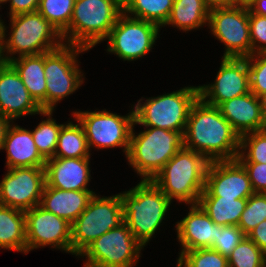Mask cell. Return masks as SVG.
Masks as SVG:
<instances>
[{"label":"cell","mask_w":266,"mask_h":267,"mask_svg":"<svg viewBox=\"0 0 266 267\" xmlns=\"http://www.w3.org/2000/svg\"><path fill=\"white\" fill-rule=\"evenodd\" d=\"M184 147L204 155L209 161L234 160L240 150V135L218 107L198 98L190 109Z\"/></svg>","instance_id":"6da1fadb"},{"label":"cell","mask_w":266,"mask_h":267,"mask_svg":"<svg viewBox=\"0 0 266 267\" xmlns=\"http://www.w3.org/2000/svg\"><path fill=\"white\" fill-rule=\"evenodd\" d=\"M9 18L8 39L4 21L0 25V61L9 62L16 54L18 57L43 54L63 44L60 33L38 11Z\"/></svg>","instance_id":"7a4b0ae2"},{"label":"cell","mask_w":266,"mask_h":267,"mask_svg":"<svg viewBox=\"0 0 266 267\" xmlns=\"http://www.w3.org/2000/svg\"><path fill=\"white\" fill-rule=\"evenodd\" d=\"M210 161L202 154L183 148L179 150L152 179L171 200L198 204L205 188L206 172Z\"/></svg>","instance_id":"3957f363"},{"label":"cell","mask_w":266,"mask_h":267,"mask_svg":"<svg viewBox=\"0 0 266 267\" xmlns=\"http://www.w3.org/2000/svg\"><path fill=\"white\" fill-rule=\"evenodd\" d=\"M120 196L124 222L134 238L145 247L165 220L172 201L152 180H141Z\"/></svg>","instance_id":"277c9868"},{"label":"cell","mask_w":266,"mask_h":267,"mask_svg":"<svg viewBox=\"0 0 266 267\" xmlns=\"http://www.w3.org/2000/svg\"><path fill=\"white\" fill-rule=\"evenodd\" d=\"M122 12L119 0H75L68 30L62 35L63 43L92 49L105 41Z\"/></svg>","instance_id":"5b68a950"},{"label":"cell","mask_w":266,"mask_h":267,"mask_svg":"<svg viewBox=\"0 0 266 267\" xmlns=\"http://www.w3.org/2000/svg\"><path fill=\"white\" fill-rule=\"evenodd\" d=\"M134 127L126 159L142 180H152L184 148V132L145 127L136 135Z\"/></svg>","instance_id":"8992f818"},{"label":"cell","mask_w":266,"mask_h":267,"mask_svg":"<svg viewBox=\"0 0 266 267\" xmlns=\"http://www.w3.org/2000/svg\"><path fill=\"white\" fill-rule=\"evenodd\" d=\"M198 98V86H187L171 93L149 97L144 103L143 98L139 99L133 106L134 125L185 132L190 109Z\"/></svg>","instance_id":"52a82bcc"},{"label":"cell","mask_w":266,"mask_h":267,"mask_svg":"<svg viewBox=\"0 0 266 267\" xmlns=\"http://www.w3.org/2000/svg\"><path fill=\"white\" fill-rule=\"evenodd\" d=\"M123 222L120 193L110 197L95 194L86 209L71 224V254L78 256L90 243Z\"/></svg>","instance_id":"ba28073f"},{"label":"cell","mask_w":266,"mask_h":267,"mask_svg":"<svg viewBox=\"0 0 266 267\" xmlns=\"http://www.w3.org/2000/svg\"><path fill=\"white\" fill-rule=\"evenodd\" d=\"M85 51L88 50L63 43L59 48L44 53L46 111H54L59 101L73 94L84 83L77 56Z\"/></svg>","instance_id":"9c48e42d"},{"label":"cell","mask_w":266,"mask_h":267,"mask_svg":"<svg viewBox=\"0 0 266 267\" xmlns=\"http://www.w3.org/2000/svg\"><path fill=\"white\" fill-rule=\"evenodd\" d=\"M143 248L123 222L90 243L78 257L85 256L83 265L89 267H134Z\"/></svg>","instance_id":"30bf717a"},{"label":"cell","mask_w":266,"mask_h":267,"mask_svg":"<svg viewBox=\"0 0 266 267\" xmlns=\"http://www.w3.org/2000/svg\"><path fill=\"white\" fill-rule=\"evenodd\" d=\"M83 126L89 149L117 148L123 149L127 156L131 131L134 125L133 109L122 116L110 111H75L72 112Z\"/></svg>","instance_id":"8fae6325"},{"label":"cell","mask_w":266,"mask_h":267,"mask_svg":"<svg viewBox=\"0 0 266 267\" xmlns=\"http://www.w3.org/2000/svg\"><path fill=\"white\" fill-rule=\"evenodd\" d=\"M160 26L128 16L122 12L112 27L107 52L116 54L124 61H135L148 54L159 36Z\"/></svg>","instance_id":"7c38bea8"},{"label":"cell","mask_w":266,"mask_h":267,"mask_svg":"<svg viewBox=\"0 0 266 267\" xmlns=\"http://www.w3.org/2000/svg\"><path fill=\"white\" fill-rule=\"evenodd\" d=\"M208 27L225 45L222 58H247L252 55L249 33V8L228 6L211 9Z\"/></svg>","instance_id":"4fadbf2b"},{"label":"cell","mask_w":266,"mask_h":267,"mask_svg":"<svg viewBox=\"0 0 266 267\" xmlns=\"http://www.w3.org/2000/svg\"><path fill=\"white\" fill-rule=\"evenodd\" d=\"M44 167H15L0 182V205L22 211L40 205L45 187Z\"/></svg>","instance_id":"5bb4252c"},{"label":"cell","mask_w":266,"mask_h":267,"mask_svg":"<svg viewBox=\"0 0 266 267\" xmlns=\"http://www.w3.org/2000/svg\"><path fill=\"white\" fill-rule=\"evenodd\" d=\"M25 213L26 253L51 246L71 253V224L37 205Z\"/></svg>","instance_id":"9a60e30c"},{"label":"cell","mask_w":266,"mask_h":267,"mask_svg":"<svg viewBox=\"0 0 266 267\" xmlns=\"http://www.w3.org/2000/svg\"><path fill=\"white\" fill-rule=\"evenodd\" d=\"M198 88L199 98L215 107L224 101L251 92L247 59L222 58L214 83L199 85Z\"/></svg>","instance_id":"2e32d148"},{"label":"cell","mask_w":266,"mask_h":267,"mask_svg":"<svg viewBox=\"0 0 266 267\" xmlns=\"http://www.w3.org/2000/svg\"><path fill=\"white\" fill-rule=\"evenodd\" d=\"M253 193L248 174L237 159L210 161L200 197L242 199Z\"/></svg>","instance_id":"e0dca14e"},{"label":"cell","mask_w":266,"mask_h":267,"mask_svg":"<svg viewBox=\"0 0 266 267\" xmlns=\"http://www.w3.org/2000/svg\"><path fill=\"white\" fill-rule=\"evenodd\" d=\"M42 111L15 68L9 62L0 61V115L13 122L21 116H32Z\"/></svg>","instance_id":"ac0fdd59"},{"label":"cell","mask_w":266,"mask_h":267,"mask_svg":"<svg viewBox=\"0 0 266 267\" xmlns=\"http://www.w3.org/2000/svg\"><path fill=\"white\" fill-rule=\"evenodd\" d=\"M219 224H215L199 204H190L188 215L176 222L181 252L211 248Z\"/></svg>","instance_id":"d6986e66"},{"label":"cell","mask_w":266,"mask_h":267,"mask_svg":"<svg viewBox=\"0 0 266 267\" xmlns=\"http://www.w3.org/2000/svg\"><path fill=\"white\" fill-rule=\"evenodd\" d=\"M90 158H50L45 163V186L61 190H90Z\"/></svg>","instance_id":"ffe728a7"},{"label":"cell","mask_w":266,"mask_h":267,"mask_svg":"<svg viewBox=\"0 0 266 267\" xmlns=\"http://www.w3.org/2000/svg\"><path fill=\"white\" fill-rule=\"evenodd\" d=\"M218 108L240 136L266 129L259 99L252 92L224 101Z\"/></svg>","instance_id":"44dd1931"},{"label":"cell","mask_w":266,"mask_h":267,"mask_svg":"<svg viewBox=\"0 0 266 267\" xmlns=\"http://www.w3.org/2000/svg\"><path fill=\"white\" fill-rule=\"evenodd\" d=\"M9 126L2 150L6 151V168L45 167L46 160L38 152L32 132L13 124Z\"/></svg>","instance_id":"7402d4cb"},{"label":"cell","mask_w":266,"mask_h":267,"mask_svg":"<svg viewBox=\"0 0 266 267\" xmlns=\"http://www.w3.org/2000/svg\"><path fill=\"white\" fill-rule=\"evenodd\" d=\"M95 194L93 190H61L45 186L40 206L72 224L86 209Z\"/></svg>","instance_id":"603a6c76"},{"label":"cell","mask_w":266,"mask_h":267,"mask_svg":"<svg viewBox=\"0 0 266 267\" xmlns=\"http://www.w3.org/2000/svg\"><path fill=\"white\" fill-rule=\"evenodd\" d=\"M9 63L15 68L35 102L46 111V77L44 53L15 57Z\"/></svg>","instance_id":"cb8c5ba5"},{"label":"cell","mask_w":266,"mask_h":267,"mask_svg":"<svg viewBox=\"0 0 266 267\" xmlns=\"http://www.w3.org/2000/svg\"><path fill=\"white\" fill-rule=\"evenodd\" d=\"M26 254L25 213L0 205V249Z\"/></svg>","instance_id":"d4e9b609"},{"label":"cell","mask_w":266,"mask_h":267,"mask_svg":"<svg viewBox=\"0 0 266 267\" xmlns=\"http://www.w3.org/2000/svg\"><path fill=\"white\" fill-rule=\"evenodd\" d=\"M210 9L204 0H174L170 15L163 25H172L183 31L199 29L208 24Z\"/></svg>","instance_id":"484cf974"},{"label":"cell","mask_w":266,"mask_h":267,"mask_svg":"<svg viewBox=\"0 0 266 267\" xmlns=\"http://www.w3.org/2000/svg\"><path fill=\"white\" fill-rule=\"evenodd\" d=\"M247 198L200 197L198 204L215 223L222 226H238Z\"/></svg>","instance_id":"4316f807"},{"label":"cell","mask_w":266,"mask_h":267,"mask_svg":"<svg viewBox=\"0 0 266 267\" xmlns=\"http://www.w3.org/2000/svg\"><path fill=\"white\" fill-rule=\"evenodd\" d=\"M72 121L62 125L58 135L55 158H90V149L83 126Z\"/></svg>","instance_id":"83f0119b"},{"label":"cell","mask_w":266,"mask_h":267,"mask_svg":"<svg viewBox=\"0 0 266 267\" xmlns=\"http://www.w3.org/2000/svg\"><path fill=\"white\" fill-rule=\"evenodd\" d=\"M173 3L174 0H126L123 3V12L162 28L169 18Z\"/></svg>","instance_id":"f1b7e54d"},{"label":"cell","mask_w":266,"mask_h":267,"mask_svg":"<svg viewBox=\"0 0 266 267\" xmlns=\"http://www.w3.org/2000/svg\"><path fill=\"white\" fill-rule=\"evenodd\" d=\"M40 114L48 117L41 121L31 132L38 152L47 160L54 157L58 135L63 124H57L56 120L52 119V110H43Z\"/></svg>","instance_id":"f546056e"},{"label":"cell","mask_w":266,"mask_h":267,"mask_svg":"<svg viewBox=\"0 0 266 267\" xmlns=\"http://www.w3.org/2000/svg\"><path fill=\"white\" fill-rule=\"evenodd\" d=\"M75 0H40L37 11L62 36L71 21Z\"/></svg>","instance_id":"4dcf8cb0"},{"label":"cell","mask_w":266,"mask_h":267,"mask_svg":"<svg viewBox=\"0 0 266 267\" xmlns=\"http://www.w3.org/2000/svg\"><path fill=\"white\" fill-rule=\"evenodd\" d=\"M229 267H266V255L247 236L228 257Z\"/></svg>","instance_id":"1f68e13d"},{"label":"cell","mask_w":266,"mask_h":267,"mask_svg":"<svg viewBox=\"0 0 266 267\" xmlns=\"http://www.w3.org/2000/svg\"><path fill=\"white\" fill-rule=\"evenodd\" d=\"M236 159L239 162L266 164V129L240 136V150Z\"/></svg>","instance_id":"d6a6232c"},{"label":"cell","mask_w":266,"mask_h":267,"mask_svg":"<svg viewBox=\"0 0 266 267\" xmlns=\"http://www.w3.org/2000/svg\"><path fill=\"white\" fill-rule=\"evenodd\" d=\"M177 267H229L228 258L210 248L179 253Z\"/></svg>","instance_id":"836d02e7"},{"label":"cell","mask_w":266,"mask_h":267,"mask_svg":"<svg viewBox=\"0 0 266 267\" xmlns=\"http://www.w3.org/2000/svg\"><path fill=\"white\" fill-rule=\"evenodd\" d=\"M266 219V193H253L247 198L245 209L240 216L238 227L247 236L258 224Z\"/></svg>","instance_id":"e575fe53"},{"label":"cell","mask_w":266,"mask_h":267,"mask_svg":"<svg viewBox=\"0 0 266 267\" xmlns=\"http://www.w3.org/2000/svg\"><path fill=\"white\" fill-rule=\"evenodd\" d=\"M246 235L238 226H222L217 228V235L210 249L218 251L228 258L233 249L243 240Z\"/></svg>","instance_id":"d590c367"},{"label":"cell","mask_w":266,"mask_h":267,"mask_svg":"<svg viewBox=\"0 0 266 267\" xmlns=\"http://www.w3.org/2000/svg\"><path fill=\"white\" fill-rule=\"evenodd\" d=\"M250 90L257 97L266 92V52L247 57Z\"/></svg>","instance_id":"8d00e7d4"},{"label":"cell","mask_w":266,"mask_h":267,"mask_svg":"<svg viewBox=\"0 0 266 267\" xmlns=\"http://www.w3.org/2000/svg\"><path fill=\"white\" fill-rule=\"evenodd\" d=\"M249 33L252 54L266 52V16L254 14L249 10Z\"/></svg>","instance_id":"74e56055"},{"label":"cell","mask_w":266,"mask_h":267,"mask_svg":"<svg viewBox=\"0 0 266 267\" xmlns=\"http://www.w3.org/2000/svg\"><path fill=\"white\" fill-rule=\"evenodd\" d=\"M246 170L255 193H266V164L240 162Z\"/></svg>","instance_id":"f35d334b"},{"label":"cell","mask_w":266,"mask_h":267,"mask_svg":"<svg viewBox=\"0 0 266 267\" xmlns=\"http://www.w3.org/2000/svg\"><path fill=\"white\" fill-rule=\"evenodd\" d=\"M40 0H9V16L35 12L38 9Z\"/></svg>","instance_id":"ab89813d"},{"label":"cell","mask_w":266,"mask_h":267,"mask_svg":"<svg viewBox=\"0 0 266 267\" xmlns=\"http://www.w3.org/2000/svg\"><path fill=\"white\" fill-rule=\"evenodd\" d=\"M266 255V219L247 235Z\"/></svg>","instance_id":"60d3db41"},{"label":"cell","mask_w":266,"mask_h":267,"mask_svg":"<svg viewBox=\"0 0 266 267\" xmlns=\"http://www.w3.org/2000/svg\"><path fill=\"white\" fill-rule=\"evenodd\" d=\"M248 8L254 14L266 16V0H253Z\"/></svg>","instance_id":"b9f144b4"},{"label":"cell","mask_w":266,"mask_h":267,"mask_svg":"<svg viewBox=\"0 0 266 267\" xmlns=\"http://www.w3.org/2000/svg\"><path fill=\"white\" fill-rule=\"evenodd\" d=\"M11 122H12L11 120L0 115V150H2L6 132L9 126L11 125Z\"/></svg>","instance_id":"7bdbcfd3"},{"label":"cell","mask_w":266,"mask_h":267,"mask_svg":"<svg viewBox=\"0 0 266 267\" xmlns=\"http://www.w3.org/2000/svg\"><path fill=\"white\" fill-rule=\"evenodd\" d=\"M204 3L210 10L225 7V0H204Z\"/></svg>","instance_id":"ee69618b"},{"label":"cell","mask_w":266,"mask_h":267,"mask_svg":"<svg viewBox=\"0 0 266 267\" xmlns=\"http://www.w3.org/2000/svg\"><path fill=\"white\" fill-rule=\"evenodd\" d=\"M261 112L264 120L266 121V92L258 96Z\"/></svg>","instance_id":"f6af8a7d"},{"label":"cell","mask_w":266,"mask_h":267,"mask_svg":"<svg viewBox=\"0 0 266 267\" xmlns=\"http://www.w3.org/2000/svg\"><path fill=\"white\" fill-rule=\"evenodd\" d=\"M242 6V0H225V7Z\"/></svg>","instance_id":"bcb514c9"},{"label":"cell","mask_w":266,"mask_h":267,"mask_svg":"<svg viewBox=\"0 0 266 267\" xmlns=\"http://www.w3.org/2000/svg\"><path fill=\"white\" fill-rule=\"evenodd\" d=\"M253 0H242V6L248 7V5L252 2Z\"/></svg>","instance_id":"7dc6e473"},{"label":"cell","mask_w":266,"mask_h":267,"mask_svg":"<svg viewBox=\"0 0 266 267\" xmlns=\"http://www.w3.org/2000/svg\"><path fill=\"white\" fill-rule=\"evenodd\" d=\"M9 0H0V7H1V4H3V3H7Z\"/></svg>","instance_id":"c3c4849f"},{"label":"cell","mask_w":266,"mask_h":267,"mask_svg":"<svg viewBox=\"0 0 266 267\" xmlns=\"http://www.w3.org/2000/svg\"><path fill=\"white\" fill-rule=\"evenodd\" d=\"M122 4L126 1V0H119Z\"/></svg>","instance_id":"681fc988"}]
</instances>
